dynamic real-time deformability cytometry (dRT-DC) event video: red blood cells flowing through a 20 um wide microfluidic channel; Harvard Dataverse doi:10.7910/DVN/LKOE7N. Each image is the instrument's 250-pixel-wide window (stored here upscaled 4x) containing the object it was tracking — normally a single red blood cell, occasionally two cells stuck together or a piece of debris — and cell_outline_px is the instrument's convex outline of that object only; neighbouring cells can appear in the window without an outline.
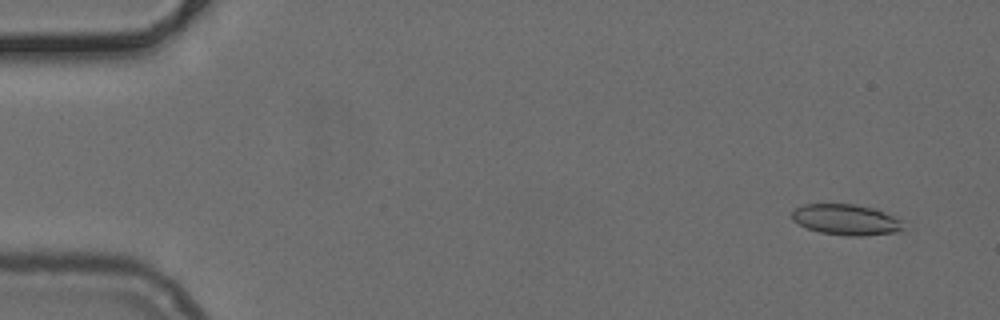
{"species": "common noctule bat (a hibernating species)", "species_latin": "Nyctalus noctula", "temperature_condition": "cold", "stored_images_in_passage": 52, "camera_frame_rate_fps": 3000, "um_per_image_px": 0.085, "animal": {"sex": "female", "body_mass_g": 24.6, "forearm_length_mm": 56.2}, "frame": {"image": 1, "passage_image": 4, "time_ms": 1.0, "image_size_px": [1000, 320], "cell_outline_px": [[904, 232], [864, 236], [848, 236], [820, 232], [808, 228], [792, 220], [792, 208], [804, 204], [856, 204], [876, 208], [904, 220]], "centroid_in_image_um": [72.0, 18.67], "position_along_channel_um": 13.0, "area_um2": 20.52}}
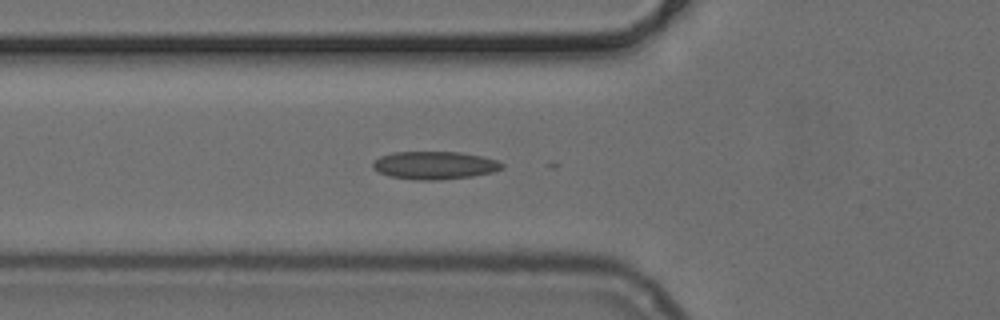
{"frame": {"image": 2, "passage_image": 19, "time_ms": 6.0, "image_size_px": [1000, 320], "cell_outline_px": [[504, 168], [492, 172], [472, 176], [436, 180], [416, 180], [388, 176], [372, 168], [372, 160], [380, 156], [392, 152], [460, 152], [484, 156], [496, 160], [504, 164]], "centroid_in_image_um": [36.92, 14.04], "position_along_channel_um": 88.9, "area_um2": 21.15}}
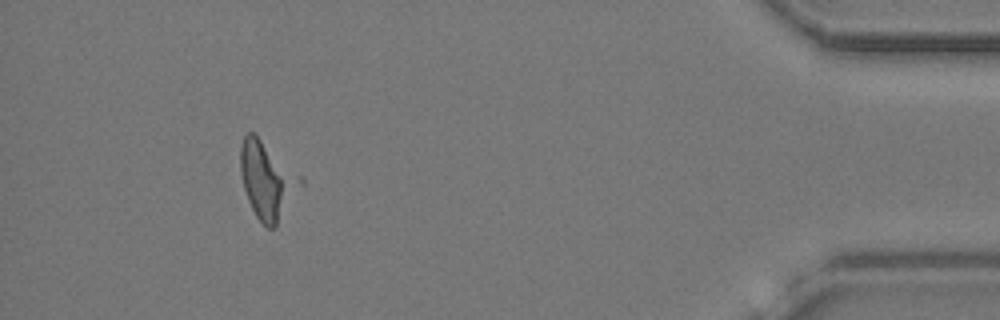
{"frame": {"image": 3, "passage_image": 48, "time_ms": 15.667, "image_size_px": [1000, 320], "cell_outline_px": [[304, 184], [276, 228], [268, 228], [256, 216], [248, 200], [244, 188], [240, 172], [240, 148], [244, 136], [248, 132], [252, 132], [300, 176], [304, 180]], "centroid_in_image_um": [22.72, 15.38], "position_along_channel_um": 412.5, "area_um2": 26.59}}